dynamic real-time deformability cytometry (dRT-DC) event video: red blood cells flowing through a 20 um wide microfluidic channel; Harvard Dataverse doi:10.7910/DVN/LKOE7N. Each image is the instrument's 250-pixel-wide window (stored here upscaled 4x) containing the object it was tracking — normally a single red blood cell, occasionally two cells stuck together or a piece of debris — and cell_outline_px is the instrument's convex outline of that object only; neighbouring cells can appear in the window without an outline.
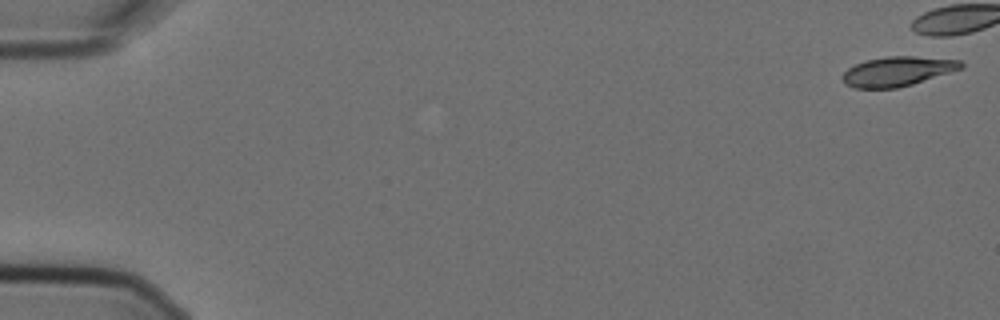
{"species": "Egyptian fruit bat (a non-hibernating species)", "species_latin": "Rousettus aegyptiacus", "temperature_condition": "cold", "stored_images_in_passage": 3, "camera_frame_rate_fps": 3000, "um_per_image_px": 0.085, "animal": {"sex": "female"}, "frame": {"image": 1, "passage_image": 1, "time_ms": 0.0, "image_size_px": [1000, 320], "cell_outline_px": [[964, 68], [912, 84], [896, 88], [856, 88], [844, 84], [840, 76], [848, 68], [856, 64], [868, 60], [888, 56], [916, 56], [960, 60], [964, 64]], "centroid_in_image_um": [76.29, 6.06], "position_along_channel_um": 8.7, "area_um2": 20.4}}